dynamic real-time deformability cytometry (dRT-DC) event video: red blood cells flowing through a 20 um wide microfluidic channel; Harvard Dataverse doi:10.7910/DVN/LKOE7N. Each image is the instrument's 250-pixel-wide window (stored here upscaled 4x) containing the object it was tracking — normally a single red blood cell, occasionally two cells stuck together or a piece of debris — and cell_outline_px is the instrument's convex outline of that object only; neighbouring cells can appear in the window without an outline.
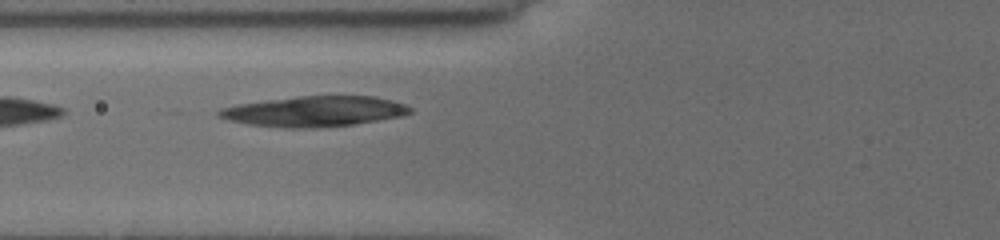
{"species": "common noctule bat (a hibernating species)", "species_latin": "Nyctalus noctula", "temperature_condition": "cold", "stored_images_in_passage": 2, "camera_frame_rate_fps": 3000, "um_per_image_px": 0.085, "animal": {"sex": "female", "body_mass_g": 19.5, "forearm_length_mm": 54.1}, "frame": {"image": 1, "passage_image": 2, "time_ms": 0.667, "image_size_px": [1000, 240], "cell_outline_px": [[412, 112], [400, 116], [352, 124], [316, 128], [288, 128], [248, 124], [228, 120], [220, 116], [216, 112], [220, 108], [240, 104], [296, 96], [376, 96], [392, 100], [404, 104], [412, 108]], "centroid_in_image_um": [26.73, 9.46], "position_along_channel_um": 99.1, "area_um2": 33.58}}